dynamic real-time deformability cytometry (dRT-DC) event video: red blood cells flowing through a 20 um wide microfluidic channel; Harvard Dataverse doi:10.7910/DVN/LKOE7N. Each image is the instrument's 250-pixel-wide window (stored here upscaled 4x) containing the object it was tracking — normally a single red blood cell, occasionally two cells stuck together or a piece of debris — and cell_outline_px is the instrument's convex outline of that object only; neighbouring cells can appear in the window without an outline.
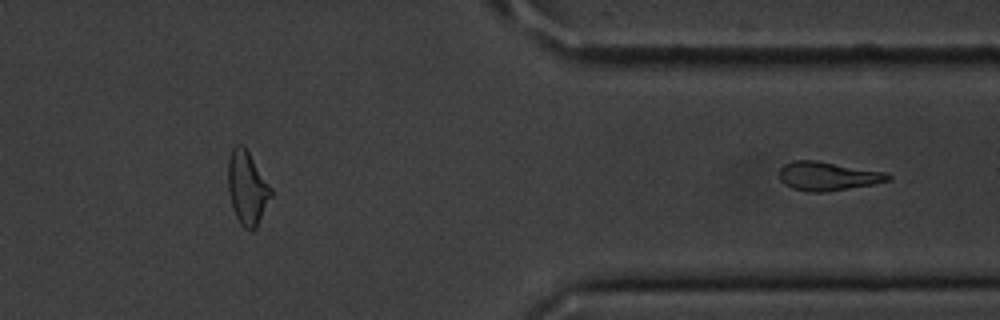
{"species": "common noctule bat (a hibernating species)", "species_latin": "Nyctalus noctula", "temperature_condition": "cold", "stored_images_in_passage": 38, "segment_of_instrument_passage": [2, 2], "camera_frame_rate_fps": 3000, "um_per_image_px": 0.085, "animal": {"sex": "male", "body_mass_g": 20.1, "forearm_length_mm": 53.5}, "frame": {"image": 1, "passage_image": 38, "time_ms": 12.333, "image_size_px": [1000, 320], "cell_outline_px": [[892, 176], [888, 180], [872, 184], [824, 192], [808, 192], [792, 188], [784, 184], [780, 180], [780, 168], [784, 164], [792, 160], [816, 160], [888, 172]], "centroid_in_image_um": [70.34, 14.96], "position_along_channel_um": 341.1, "area_um2": 18.26}}